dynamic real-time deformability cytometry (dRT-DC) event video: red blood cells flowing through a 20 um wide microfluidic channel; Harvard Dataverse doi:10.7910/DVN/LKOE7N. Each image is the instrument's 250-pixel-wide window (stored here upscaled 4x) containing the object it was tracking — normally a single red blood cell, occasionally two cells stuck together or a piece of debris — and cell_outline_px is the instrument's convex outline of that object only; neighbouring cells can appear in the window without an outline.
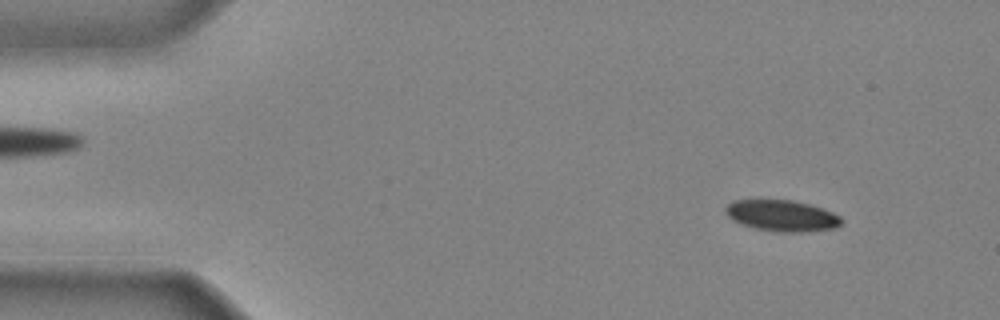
{"species": "common noctule bat (a hibernating species)", "species_latin": "Nyctalus noctula", "temperature_condition": "cold", "stored_images_in_passage": 42, "camera_frame_rate_fps": 3000, "um_per_image_px": 0.085, "animal": {"sex": "male", "body_mass_g": 20.4}, "frame": {"image": 1, "passage_image": 4, "time_ms": 1.0, "image_size_px": [1000, 320], "cell_outline_px": [[840, 224], [832, 228], [800, 232], [776, 232], [752, 228], [732, 220], [724, 212], [724, 208], [732, 200], [792, 200], [812, 204], [824, 208], [840, 216]], "centroid_in_image_um": [66.41, 18.32], "position_along_channel_um": 18.6, "area_um2": 21.15}}
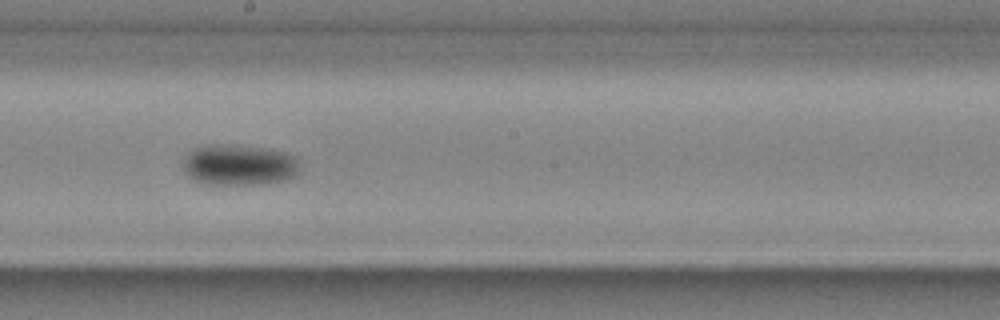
{"frame": {"image": 2, "passage_image": 24, "time_ms": 7.667, "image_size_px": [1000, 320], "cell_outline_px": [[300, 172], [296, 176], [284, 180], [264, 184], [208, 184], [196, 180], [188, 176], [184, 172], [180, 164], [192, 148], [204, 144], [232, 144], [272, 148], [288, 152], [296, 156]], "centroid_in_image_um": [20.32, 13.99], "position_along_channel_um": 227.9, "area_um2": 28.67}}
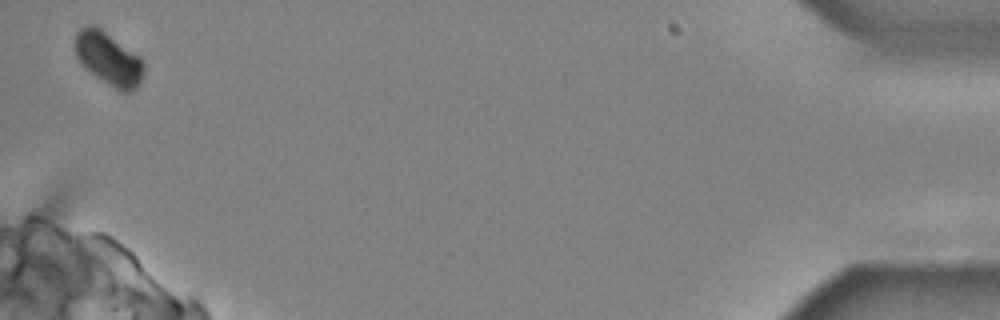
{"frame": {"image": 3, "passage_image": 42, "time_ms": 13.667, "image_size_px": [1000, 320], "cell_outline_px": [[144, 72], [140, 84], [132, 92], [120, 92], [84, 68], [80, 64], [76, 56], [76, 32], [80, 28], [88, 24], [92, 24], [100, 28], [140, 56], [144, 60]], "centroid_in_image_um": [9.25, 5.0], "position_along_channel_um": 426.0, "area_um2": 21.39}}